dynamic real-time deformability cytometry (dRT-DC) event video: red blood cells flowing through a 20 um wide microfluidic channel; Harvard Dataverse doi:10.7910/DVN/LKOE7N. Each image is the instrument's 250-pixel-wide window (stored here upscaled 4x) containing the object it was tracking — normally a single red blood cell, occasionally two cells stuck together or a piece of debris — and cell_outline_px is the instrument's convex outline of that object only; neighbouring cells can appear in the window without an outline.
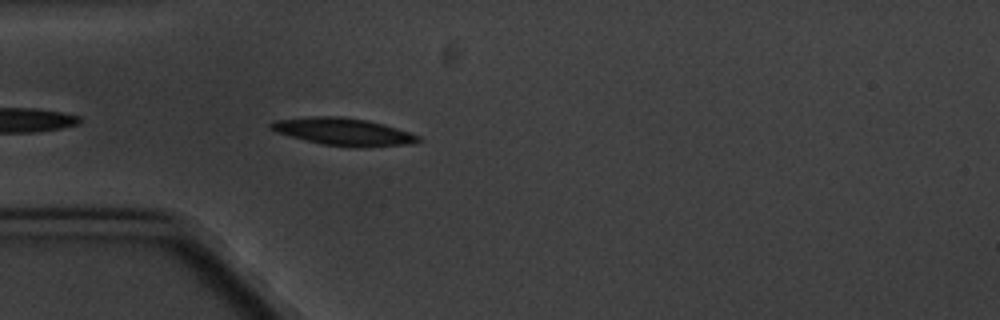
{"species": "common noctule bat (a hibernating species)", "species_latin": "Nyctalus noctula", "temperature_condition": "cold", "stored_images_in_passage": 5, "camera_frame_rate_fps": 3000, "um_per_image_px": 0.085, "animal": {"sex": "male", "body_mass_g": 20.1, "forearm_length_mm": 53.5}, "frame": {"image": 1, "passage_image": 5, "time_ms": 4.667, "image_size_px": [1000, 320], "cell_outline_px": [[420, 140], [412, 144], [364, 148], [352, 148], [320, 144], [276, 132], [268, 128], [268, 124], [276, 120], [316, 116], [340, 116], [364, 120], [396, 128], [420, 136]], "centroid_in_image_um": [29.17, 11.22], "position_along_channel_um": 55.8, "area_um2": 23.52}}